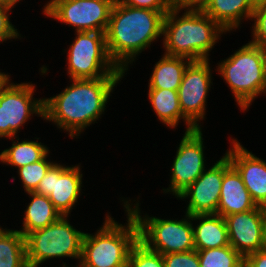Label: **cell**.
<instances>
[{
  "label": "cell",
  "instance_id": "ab89813d",
  "mask_svg": "<svg viewBox=\"0 0 266 267\" xmlns=\"http://www.w3.org/2000/svg\"><path fill=\"white\" fill-rule=\"evenodd\" d=\"M8 74L0 72V84L7 78Z\"/></svg>",
  "mask_w": 266,
  "mask_h": 267
},
{
  "label": "cell",
  "instance_id": "836d02e7",
  "mask_svg": "<svg viewBox=\"0 0 266 267\" xmlns=\"http://www.w3.org/2000/svg\"><path fill=\"white\" fill-rule=\"evenodd\" d=\"M260 49H261V57L263 63V74H264L265 93H266V47H260Z\"/></svg>",
  "mask_w": 266,
  "mask_h": 267
},
{
  "label": "cell",
  "instance_id": "cb8c5ba5",
  "mask_svg": "<svg viewBox=\"0 0 266 267\" xmlns=\"http://www.w3.org/2000/svg\"><path fill=\"white\" fill-rule=\"evenodd\" d=\"M47 154H49V149L41 142L14 141L10 148L4 149L0 153V161L11 165V167L20 168L42 160Z\"/></svg>",
  "mask_w": 266,
  "mask_h": 267
},
{
  "label": "cell",
  "instance_id": "7c38bea8",
  "mask_svg": "<svg viewBox=\"0 0 266 267\" xmlns=\"http://www.w3.org/2000/svg\"><path fill=\"white\" fill-rule=\"evenodd\" d=\"M64 166L53 163L34 192L47 196L61 216H68L80 197L83 174L79 166Z\"/></svg>",
  "mask_w": 266,
  "mask_h": 267
},
{
  "label": "cell",
  "instance_id": "4dcf8cb0",
  "mask_svg": "<svg viewBox=\"0 0 266 267\" xmlns=\"http://www.w3.org/2000/svg\"><path fill=\"white\" fill-rule=\"evenodd\" d=\"M120 3L134 8L150 9L158 12H169L170 10L164 0H120Z\"/></svg>",
  "mask_w": 266,
  "mask_h": 267
},
{
  "label": "cell",
  "instance_id": "ffe728a7",
  "mask_svg": "<svg viewBox=\"0 0 266 267\" xmlns=\"http://www.w3.org/2000/svg\"><path fill=\"white\" fill-rule=\"evenodd\" d=\"M148 97L157 117L166 126L175 128L180 119H183L186 132L197 129L182 113L177 90L149 89Z\"/></svg>",
  "mask_w": 266,
  "mask_h": 267
},
{
  "label": "cell",
  "instance_id": "6da1fadb",
  "mask_svg": "<svg viewBox=\"0 0 266 267\" xmlns=\"http://www.w3.org/2000/svg\"><path fill=\"white\" fill-rule=\"evenodd\" d=\"M121 78L71 79L72 84L63 92L44 98V119L69 132L71 138L79 136L101 117Z\"/></svg>",
  "mask_w": 266,
  "mask_h": 267
},
{
  "label": "cell",
  "instance_id": "484cf974",
  "mask_svg": "<svg viewBox=\"0 0 266 267\" xmlns=\"http://www.w3.org/2000/svg\"><path fill=\"white\" fill-rule=\"evenodd\" d=\"M127 267H165L162 254L138 240L130 250Z\"/></svg>",
  "mask_w": 266,
  "mask_h": 267
},
{
  "label": "cell",
  "instance_id": "83f0119b",
  "mask_svg": "<svg viewBox=\"0 0 266 267\" xmlns=\"http://www.w3.org/2000/svg\"><path fill=\"white\" fill-rule=\"evenodd\" d=\"M165 267H200L197 250L162 255Z\"/></svg>",
  "mask_w": 266,
  "mask_h": 267
},
{
  "label": "cell",
  "instance_id": "f35d334b",
  "mask_svg": "<svg viewBox=\"0 0 266 267\" xmlns=\"http://www.w3.org/2000/svg\"><path fill=\"white\" fill-rule=\"evenodd\" d=\"M58 1H60V0H50V2H48L45 5L43 12L45 13L53 4H55Z\"/></svg>",
  "mask_w": 266,
  "mask_h": 267
},
{
  "label": "cell",
  "instance_id": "d590c367",
  "mask_svg": "<svg viewBox=\"0 0 266 267\" xmlns=\"http://www.w3.org/2000/svg\"><path fill=\"white\" fill-rule=\"evenodd\" d=\"M207 0H190V8H201Z\"/></svg>",
  "mask_w": 266,
  "mask_h": 267
},
{
  "label": "cell",
  "instance_id": "7a4b0ae2",
  "mask_svg": "<svg viewBox=\"0 0 266 267\" xmlns=\"http://www.w3.org/2000/svg\"><path fill=\"white\" fill-rule=\"evenodd\" d=\"M167 13L121 3L112 7L105 39L108 55L119 69L128 70V63L163 35Z\"/></svg>",
  "mask_w": 266,
  "mask_h": 267
},
{
  "label": "cell",
  "instance_id": "9a60e30c",
  "mask_svg": "<svg viewBox=\"0 0 266 267\" xmlns=\"http://www.w3.org/2000/svg\"><path fill=\"white\" fill-rule=\"evenodd\" d=\"M231 166L229 158L222 156L178 196L179 199L190 198L186 209L188 215L217 214L223 174Z\"/></svg>",
  "mask_w": 266,
  "mask_h": 267
},
{
  "label": "cell",
  "instance_id": "ba28073f",
  "mask_svg": "<svg viewBox=\"0 0 266 267\" xmlns=\"http://www.w3.org/2000/svg\"><path fill=\"white\" fill-rule=\"evenodd\" d=\"M75 35L67 53L70 79L124 76L125 72L108 55L105 33L81 31Z\"/></svg>",
  "mask_w": 266,
  "mask_h": 267
},
{
  "label": "cell",
  "instance_id": "5bb4252c",
  "mask_svg": "<svg viewBox=\"0 0 266 267\" xmlns=\"http://www.w3.org/2000/svg\"><path fill=\"white\" fill-rule=\"evenodd\" d=\"M229 243L243 257L266 248V208H256L224 217Z\"/></svg>",
  "mask_w": 266,
  "mask_h": 267
},
{
  "label": "cell",
  "instance_id": "e575fe53",
  "mask_svg": "<svg viewBox=\"0 0 266 267\" xmlns=\"http://www.w3.org/2000/svg\"><path fill=\"white\" fill-rule=\"evenodd\" d=\"M19 1L20 0H0V5L12 9Z\"/></svg>",
  "mask_w": 266,
  "mask_h": 267
},
{
  "label": "cell",
  "instance_id": "3957f363",
  "mask_svg": "<svg viewBox=\"0 0 266 267\" xmlns=\"http://www.w3.org/2000/svg\"><path fill=\"white\" fill-rule=\"evenodd\" d=\"M185 9L182 16L180 10ZM226 31L200 8H170L163 22L165 54L191 61L209 59V51Z\"/></svg>",
  "mask_w": 266,
  "mask_h": 267
},
{
  "label": "cell",
  "instance_id": "9c48e42d",
  "mask_svg": "<svg viewBox=\"0 0 266 267\" xmlns=\"http://www.w3.org/2000/svg\"><path fill=\"white\" fill-rule=\"evenodd\" d=\"M9 77L0 84V138L14 141L31 114L44 118V99H33L35 85L32 83H10Z\"/></svg>",
  "mask_w": 266,
  "mask_h": 267
},
{
  "label": "cell",
  "instance_id": "8d00e7d4",
  "mask_svg": "<svg viewBox=\"0 0 266 267\" xmlns=\"http://www.w3.org/2000/svg\"><path fill=\"white\" fill-rule=\"evenodd\" d=\"M250 1L254 9L259 6L266 5V0H250Z\"/></svg>",
  "mask_w": 266,
  "mask_h": 267
},
{
  "label": "cell",
  "instance_id": "d4e9b609",
  "mask_svg": "<svg viewBox=\"0 0 266 267\" xmlns=\"http://www.w3.org/2000/svg\"><path fill=\"white\" fill-rule=\"evenodd\" d=\"M197 252L200 267H244V258L231 245Z\"/></svg>",
  "mask_w": 266,
  "mask_h": 267
},
{
  "label": "cell",
  "instance_id": "44dd1931",
  "mask_svg": "<svg viewBox=\"0 0 266 267\" xmlns=\"http://www.w3.org/2000/svg\"><path fill=\"white\" fill-rule=\"evenodd\" d=\"M190 62L191 60L184 57L164 54L153 68L149 80V89H169L178 91L185 69Z\"/></svg>",
  "mask_w": 266,
  "mask_h": 267
},
{
  "label": "cell",
  "instance_id": "1f68e13d",
  "mask_svg": "<svg viewBox=\"0 0 266 267\" xmlns=\"http://www.w3.org/2000/svg\"><path fill=\"white\" fill-rule=\"evenodd\" d=\"M244 267H266V248L246 256Z\"/></svg>",
  "mask_w": 266,
  "mask_h": 267
},
{
  "label": "cell",
  "instance_id": "30bf717a",
  "mask_svg": "<svg viewBox=\"0 0 266 267\" xmlns=\"http://www.w3.org/2000/svg\"><path fill=\"white\" fill-rule=\"evenodd\" d=\"M112 6L98 0H60L44 14L73 26L76 32H102L108 27Z\"/></svg>",
  "mask_w": 266,
  "mask_h": 267
},
{
  "label": "cell",
  "instance_id": "d6a6232c",
  "mask_svg": "<svg viewBox=\"0 0 266 267\" xmlns=\"http://www.w3.org/2000/svg\"><path fill=\"white\" fill-rule=\"evenodd\" d=\"M170 8H190V0H164Z\"/></svg>",
  "mask_w": 266,
  "mask_h": 267
},
{
  "label": "cell",
  "instance_id": "52a82bcc",
  "mask_svg": "<svg viewBox=\"0 0 266 267\" xmlns=\"http://www.w3.org/2000/svg\"><path fill=\"white\" fill-rule=\"evenodd\" d=\"M67 218L61 216L56 222L25 237L29 267H38L44 261L57 257L80 261L84 232L76 230Z\"/></svg>",
  "mask_w": 266,
  "mask_h": 267
},
{
  "label": "cell",
  "instance_id": "277c9868",
  "mask_svg": "<svg viewBox=\"0 0 266 267\" xmlns=\"http://www.w3.org/2000/svg\"><path fill=\"white\" fill-rule=\"evenodd\" d=\"M126 212L127 225L107 215L95 235L84 233L79 267H127L130 250L139 240V226L129 209Z\"/></svg>",
  "mask_w": 266,
  "mask_h": 267
},
{
  "label": "cell",
  "instance_id": "2e32d148",
  "mask_svg": "<svg viewBox=\"0 0 266 267\" xmlns=\"http://www.w3.org/2000/svg\"><path fill=\"white\" fill-rule=\"evenodd\" d=\"M231 143L233 147L225 155L241 175L256 205L266 208V162L249 152L236 139Z\"/></svg>",
  "mask_w": 266,
  "mask_h": 267
},
{
  "label": "cell",
  "instance_id": "8992f818",
  "mask_svg": "<svg viewBox=\"0 0 266 267\" xmlns=\"http://www.w3.org/2000/svg\"><path fill=\"white\" fill-rule=\"evenodd\" d=\"M124 207L135 217L139 226V240L149 249L162 255L195 250L193 223L186 213L184 220L161 219L157 217H141L139 203L134 208L128 201Z\"/></svg>",
  "mask_w": 266,
  "mask_h": 267
},
{
  "label": "cell",
  "instance_id": "8fae6325",
  "mask_svg": "<svg viewBox=\"0 0 266 267\" xmlns=\"http://www.w3.org/2000/svg\"><path fill=\"white\" fill-rule=\"evenodd\" d=\"M201 128L185 131L171 167L170 187L165 193L173 192L175 197L187 189L205 170L203 137Z\"/></svg>",
  "mask_w": 266,
  "mask_h": 267
},
{
  "label": "cell",
  "instance_id": "e0dca14e",
  "mask_svg": "<svg viewBox=\"0 0 266 267\" xmlns=\"http://www.w3.org/2000/svg\"><path fill=\"white\" fill-rule=\"evenodd\" d=\"M256 207L241 175L231 166L223 174L217 214L225 217L234 213L250 211Z\"/></svg>",
  "mask_w": 266,
  "mask_h": 267
},
{
  "label": "cell",
  "instance_id": "f546056e",
  "mask_svg": "<svg viewBox=\"0 0 266 267\" xmlns=\"http://www.w3.org/2000/svg\"><path fill=\"white\" fill-rule=\"evenodd\" d=\"M9 10L11 9L0 5V42L2 43L9 39L21 37L17 29L9 21Z\"/></svg>",
  "mask_w": 266,
  "mask_h": 267
},
{
  "label": "cell",
  "instance_id": "5b68a950",
  "mask_svg": "<svg viewBox=\"0 0 266 267\" xmlns=\"http://www.w3.org/2000/svg\"><path fill=\"white\" fill-rule=\"evenodd\" d=\"M216 67L231 88L241 110L246 111L258 95L265 93L259 46L249 42Z\"/></svg>",
  "mask_w": 266,
  "mask_h": 267
},
{
  "label": "cell",
  "instance_id": "f1b7e54d",
  "mask_svg": "<svg viewBox=\"0 0 266 267\" xmlns=\"http://www.w3.org/2000/svg\"><path fill=\"white\" fill-rule=\"evenodd\" d=\"M251 20L255 23L252 27L253 40L250 42L259 47H266V5L255 8Z\"/></svg>",
  "mask_w": 266,
  "mask_h": 267
},
{
  "label": "cell",
  "instance_id": "7402d4cb",
  "mask_svg": "<svg viewBox=\"0 0 266 267\" xmlns=\"http://www.w3.org/2000/svg\"><path fill=\"white\" fill-rule=\"evenodd\" d=\"M27 194L32 199L24 213L22 230H18L24 237L33 231L47 227L61 217L47 196L35 192H28Z\"/></svg>",
  "mask_w": 266,
  "mask_h": 267
},
{
  "label": "cell",
  "instance_id": "ac0fdd59",
  "mask_svg": "<svg viewBox=\"0 0 266 267\" xmlns=\"http://www.w3.org/2000/svg\"><path fill=\"white\" fill-rule=\"evenodd\" d=\"M200 9L226 32L238 28L242 19H251L254 12L250 0H207Z\"/></svg>",
  "mask_w": 266,
  "mask_h": 267
},
{
  "label": "cell",
  "instance_id": "603a6c76",
  "mask_svg": "<svg viewBox=\"0 0 266 267\" xmlns=\"http://www.w3.org/2000/svg\"><path fill=\"white\" fill-rule=\"evenodd\" d=\"M0 267H29L26 241L20 231L0 227Z\"/></svg>",
  "mask_w": 266,
  "mask_h": 267
},
{
  "label": "cell",
  "instance_id": "4fadbf2b",
  "mask_svg": "<svg viewBox=\"0 0 266 267\" xmlns=\"http://www.w3.org/2000/svg\"><path fill=\"white\" fill-rule=\"evenodd\" d=\"M209 59L191 61L178 88V98L183 115L198 129V121L205 116V106L211 85Z\"/></svg>",
  "mask_w": 266,
  "mask_h": 267
},
{
  "label": "cell",
  "instance_id": "d6986e66",
  "mask_svg": "<svg viewBox=\"0 0 266 267\" xmlns=\"http://www.w3.org/2000/svg\"><path fill=\"white\" fill-rule=\"evenodd\" d=\"M191 220H201L193 226L195 250L213 249L230 245L224 217L219 214L192 215Z\"/></svg>",
  "mask_w": 266,
  "mask_h": 267
},
{
  "label": "cell",
  "instance_id": "74e56055",
  "mask_svg": "<svg viewBox=\"0 0 266 267\" xmlns=\"http://www.w3.org/2000/svg\"><path fill=\"white\" fill-rule=\"evenodd\" d=\"M110 4L112 7L120 3V0H98Z\"/></svg>",
  "mask_w": 266,
  "mask_h": 267
},
{
  "label": "cell",
  "instance_id": "4316f807",
  "mask_svg": "<svg viewBox=\"0 0 266 267\" xmlns=\"http://www.w3.org/2000/svg\"><path fill=\"white\" fill-rule=\"evenodd\" d=\"M47 156L48 154L38 162L18 168V173L26 193L34 192L37 189L39 182L53 164V162L47 160Z\"/></svg>",
  "mask_w": 266,
  "mask_h": 267
}]
</instances>
